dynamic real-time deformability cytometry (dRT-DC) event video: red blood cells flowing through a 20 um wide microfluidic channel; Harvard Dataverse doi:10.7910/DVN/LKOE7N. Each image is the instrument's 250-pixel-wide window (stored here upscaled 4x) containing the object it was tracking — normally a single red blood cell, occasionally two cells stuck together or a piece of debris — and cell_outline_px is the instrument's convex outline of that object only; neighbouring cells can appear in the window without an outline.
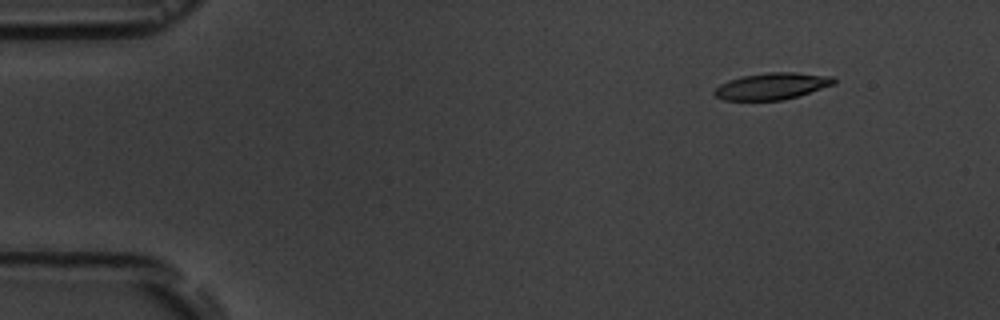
{"species": "common noctule bat (a hibernating species)", "species_latin": "Nyctalus noctula", "temperature_condition": "room temperature", "stored_images_in_passage": 5, "camera_frame_rate_fps": 3000, "um_per_image_px": 0.085, "animal": {"sex": "male", "body_mass_g": 19.5, "forearm_length_mm": 54.6}, "frame": {"image": 1, "passage_image": 1, "time_ms": 0.0, "image_size_px": [1000, 320], "cell_outline_px": [[836, 84], [800, 96], [784, 100], [724, 100], [716, 96], [712, 92], [720, 84], [728, 80], [744, 76], [768, 72], [796, 72], [832, 76], [836, 80]], "centroid_in_image_um": [65.66, 7.32], "position_along_channel_um": 19.3, "area_um2": 18.73}}
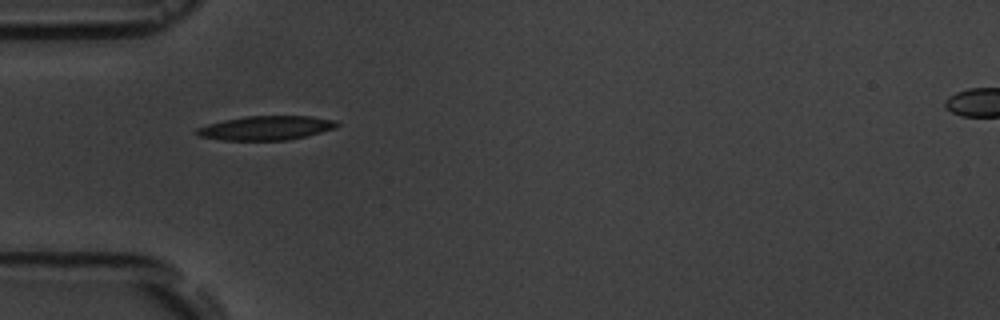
{"frame": {"image": 2, "passage_image": 4, "time_ms": 3.667, "image_size_px": [1000, 320], "cell_outline_px": [[340, 124], [336, 128], [288, 140], [224, 140], [200, 136], [192, 132], [196, 128], [208, 124], [224, 120], [244, 116], [312, 116], [336, 120]], "centroid_in_image_um": [22.61, 10.87], "position_along_channel_um": 62.4, "area_um2": 19.71}}
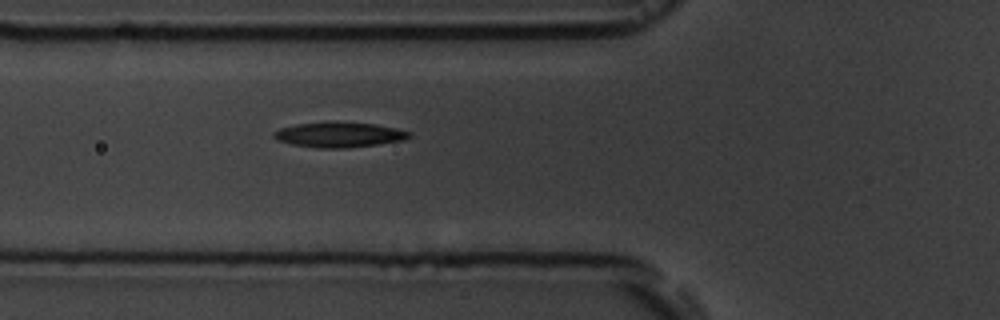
{"frame": {"image": 3, "passage_image": 5, "time_ms": 4.667, "image_size_px": [1000, 320], "cell_outline_px": [[412, 136], [404, 140], [348, 148], [316, 148], [292, 144], [276, 140], [272, 136], [272, 132], [280, 128], [296, 124], [376, 124], [396, 128], [412, 132]], "centroid_in_image_um": [28.83, 11.49], "position_along_channel_um": 97.0, "area_um2": 19.19}}